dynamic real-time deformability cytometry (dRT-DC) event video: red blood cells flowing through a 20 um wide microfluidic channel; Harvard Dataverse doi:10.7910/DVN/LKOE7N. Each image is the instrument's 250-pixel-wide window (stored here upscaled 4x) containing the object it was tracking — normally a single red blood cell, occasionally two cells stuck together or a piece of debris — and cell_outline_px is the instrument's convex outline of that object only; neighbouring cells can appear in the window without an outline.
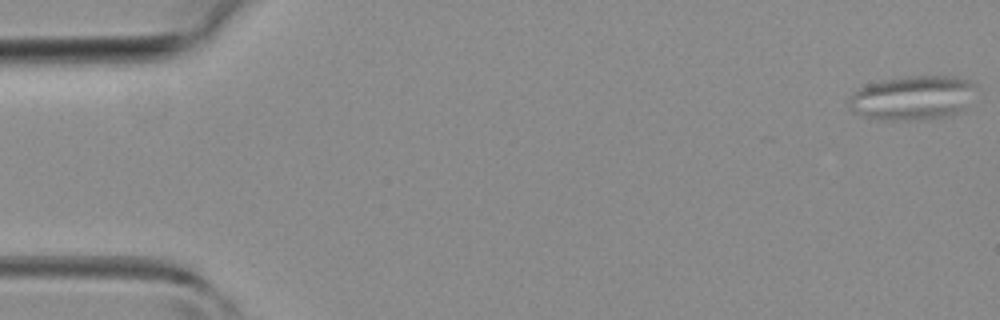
{"species": "common noctule bat (a hibernating species)", "species_latin": "Nyctalus noctula", "temperature_condition": "room temperature", "stored_images_in_passage": 45, "camera_frame_rate_fps": 3000, "um_per_image_px": 0.085, "animal": {"sex": "female", "body_mass_g": 19.3, "forearm_length_mm": 54.1}, "frame": {"image": 1, "passage_image": 1, "time_ms": 0.0, "image_size_px": [1000, 320], "cell_outline_px": [[976, 84], [960, 108], [952, 116], [916, 120], [880, 120], [864, 116], [848, 108], [848, 100], [852, 92], [876, 80], [904, 76], [956, 76], [972, 80]], "centroid_in_image_um": [77.47, 8.3], "position_along_channel_um": 7.5, "area_um2": 32.66}}
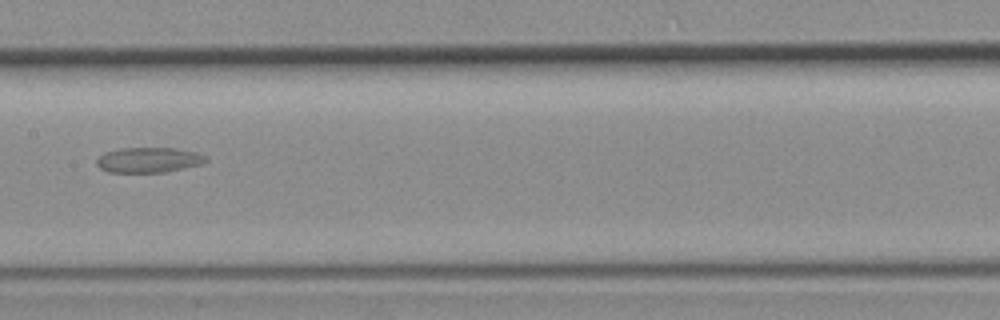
{"frame": {"image": 2, "passage_image": 23, "time_ms": 7.333, "image_size_px": [1000, 320], "cell_outline_px": [[208, 160], [200, 164], [164, 172], [108, 172], [100, 168], [96, 164], [96, 160], [104, 152], [120, 148], [176, 148], [196, 152], [204, 156]], "centroid_in_image_um": [12.59, 13.59], "position_along_channel_um": 194.8, "area_um2": 15.9}}
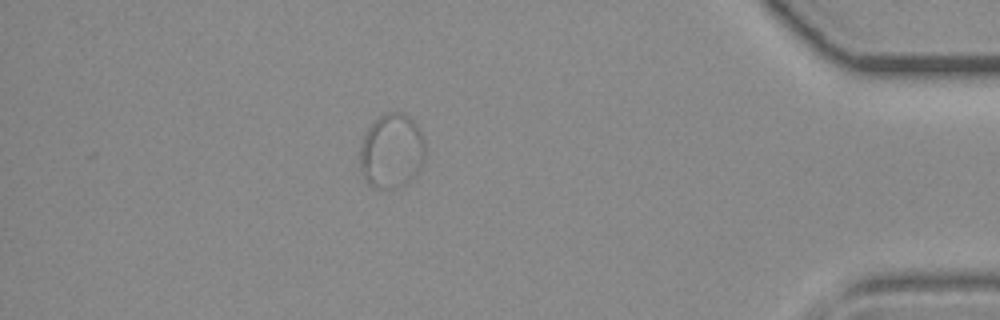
{"frame": {"image": 3, "passage_image": 40, "time_ms": 13.0, "image_size_px": [1000, 320], "cell_outline_px": [[424, 156], [420, 168], [408, 184], [400, 188], [372, 188], [364, 180], [360, 172], [360, 148], [364, 136], [368, 128], [380, 116], [388, 112], [404, 112], [416, 124], [424, 140]], "centroid_in_image_um": [33.27, 12.88], "position_along_channel_um": 401.9, "area_um2": 28.55}}